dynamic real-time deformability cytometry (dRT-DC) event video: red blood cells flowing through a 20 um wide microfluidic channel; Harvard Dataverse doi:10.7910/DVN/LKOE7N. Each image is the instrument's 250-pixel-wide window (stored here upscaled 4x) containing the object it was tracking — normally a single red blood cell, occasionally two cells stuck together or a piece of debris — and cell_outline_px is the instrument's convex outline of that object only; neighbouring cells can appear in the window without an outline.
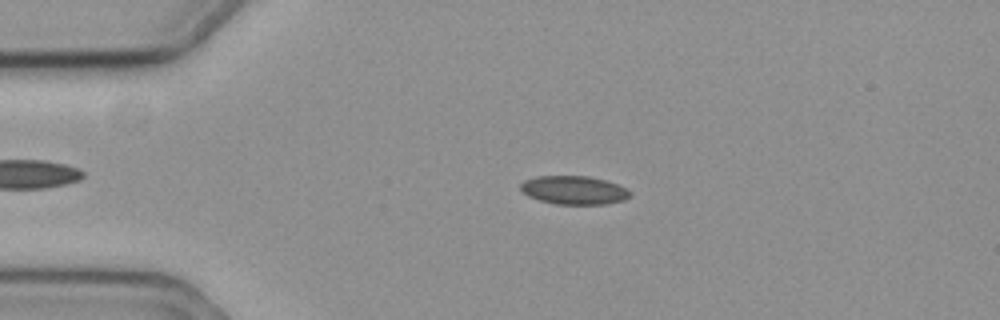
{"species": "common noctule bat (a hibernating species)", "species_latin": "Nyctalus noctula", "temperature_condition": "cold", "stored_images_in_passage": 55, "camera_frame_rate_fps": 3000, "um_per_image_px": 0.085, "animal": {"sex": "female", "body_mass_g": 19.3, "forearm_length_mm": 54.1}, "frame": {"image": 1, "passage_image": 10, "time_ms": 3.0, "image_size_px": [1000, 320], "cell_outline_px": [[632, 196], [624, 200], [604, 204], [556, 204], [540, 200], [528, 196], [520, 192], [520, 184], [524, 180], [536, 176], [588, 176], [604, 180], [616, 184], [632, 192]], "centroid_in_image_um": [48.75, 16.16], "position_along_channel_um": 36.2, "area_um2": 18.21}}
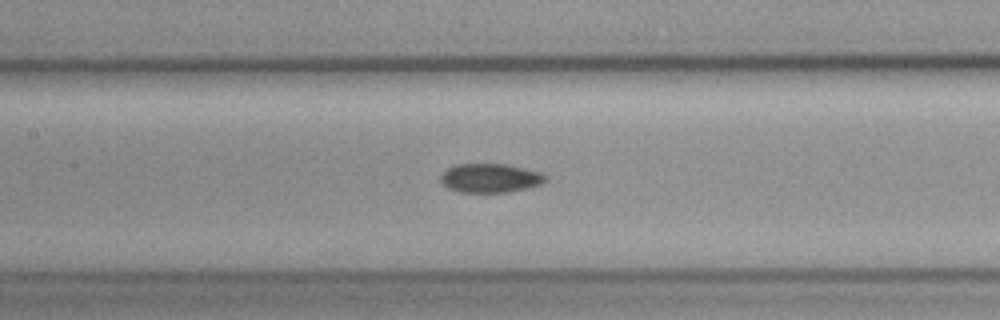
{"frame": {"image": 2, "passage_image": 24, "time_ms": 7.667, "image_size_px": [1000, 320], "cell_outline_px": [[548, 180], [540, 184], [508, 192], [460, 192], [448, 188], [440, 180], [440, 176], [448, 168], [456, 164], [508, 164], [540, 172], [548, 176]], "centroid_in_image_um": [41.68, 15.13], "position_along_channel_um": 165.7, "area_um2": 17.63}}
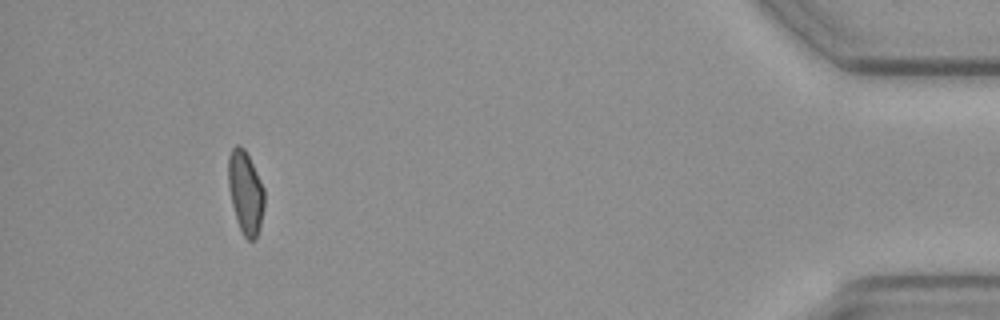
{"frame": {"image": 3, "passage_image": 51, "time_ms": 16.667, "image_size_px": [1000, 320], "cell_outline_px": [[264, 208], [260, 228], [256, 240], [248, 240], [240, 232], [236, 220], [228, 188], [228, 156], [232, 148], [236, 144], [240, 144], [244, 148], [264, 188]], "centroid_in_image_um": [20.86, 16.38], "position_along_channel_um": 414.3, "area_um2": 17.63}}